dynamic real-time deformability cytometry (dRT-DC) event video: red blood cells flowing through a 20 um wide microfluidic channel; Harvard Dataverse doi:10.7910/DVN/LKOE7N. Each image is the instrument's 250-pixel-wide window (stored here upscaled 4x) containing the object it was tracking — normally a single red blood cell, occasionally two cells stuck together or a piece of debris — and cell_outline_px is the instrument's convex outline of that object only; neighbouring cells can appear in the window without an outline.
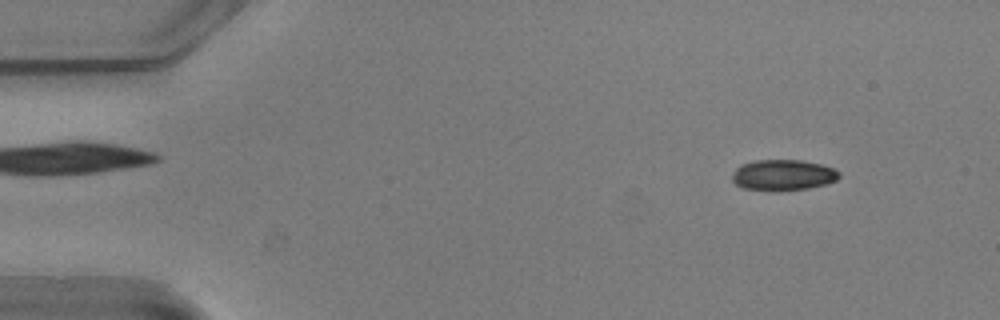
{"species": "common noctule bat (a hibernating species)", "species_latin": "Nyctalus noctula", "temperature_condition": "warm", "stored_images_in_passage": 53, "camera_frame_rate_fps": 3000, "um_per_image_px": 0.085, "animal": {"sex": "male", "body_mass_g": 20.5, "forearm_length_mm": 52.5}, "frame": {"image": 1, "passage_image": 5, "time_ms": 1.333, "image_size_px": [1000, 320], "cell_outline_px": [[840, 176], [836, 180], [828, 184], [808, 188], [780, 192], [772, 192], [744, 188], [736, 184], [732, 180], [732, 176], [736, 168], [740, 164], [756, 160], [800, 160], [820, 164], [836, 168], [840, 172]], "centroid_in_image_um": [66.58, 14.89], "position_along_channel_um": 18.4, "area_um2": 19.65}}
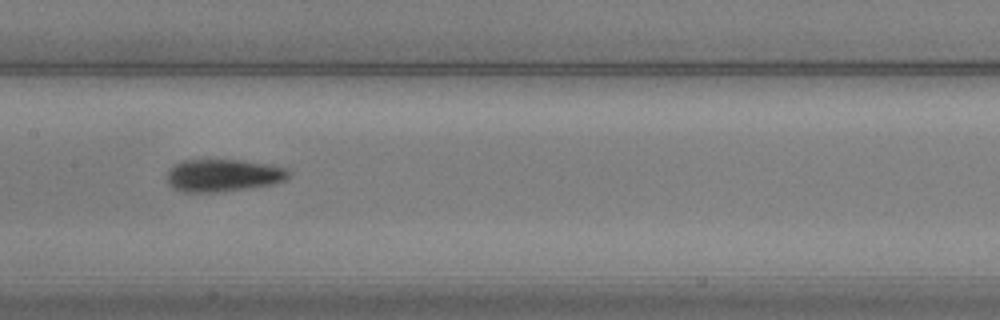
{"frame": {"image": 2, "passage_image": 26, "time_ms": 8.333, "image_size_px": [1000, 320], "cell_outline_px": [[292, 172], [284, 180], [272, 184], [248, 188], [216, 192], [180, 192], [172, 188], [168, 184], [168, 168], [172, 164], [180, 160], [240, 160], [272, 164], [288, 168]], "centroid_in_image_um": [18.95, 14.89], "position_along_channel_um": 188.5, "area_um2": 23.35}}
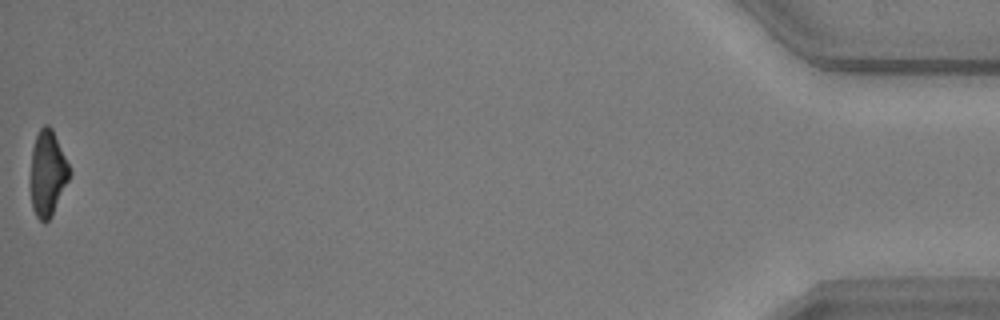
{"frame": {"image": 3, "passage_image": 53, "time_ms": 17.333, "image_size_px": [1000, 320], "cell_outline_px": [[72, 172], [52, 216], [44, 224], [36, 216], [32, 208], [28, 180], [32, 148], [36, 136], [40, 128], [44, 124], [48, 124], [52, 128]], "centroid_in_image_um": [4.01, 14.75], "position_along_channel_um": 431.2, "area_um2": 20.0}, "authors_computed_cell_mechanics": {"area_um2": 21.5016, "velocity_mm_per_s": 3.7796, "shape_relaxation_time_tau1_ms": 3.7229, "shape_relaxation_time_tau2_ms": 3.5265, "deformation_change_tau1": 0.1576, "deformation_change_tau2": 0.1038}}